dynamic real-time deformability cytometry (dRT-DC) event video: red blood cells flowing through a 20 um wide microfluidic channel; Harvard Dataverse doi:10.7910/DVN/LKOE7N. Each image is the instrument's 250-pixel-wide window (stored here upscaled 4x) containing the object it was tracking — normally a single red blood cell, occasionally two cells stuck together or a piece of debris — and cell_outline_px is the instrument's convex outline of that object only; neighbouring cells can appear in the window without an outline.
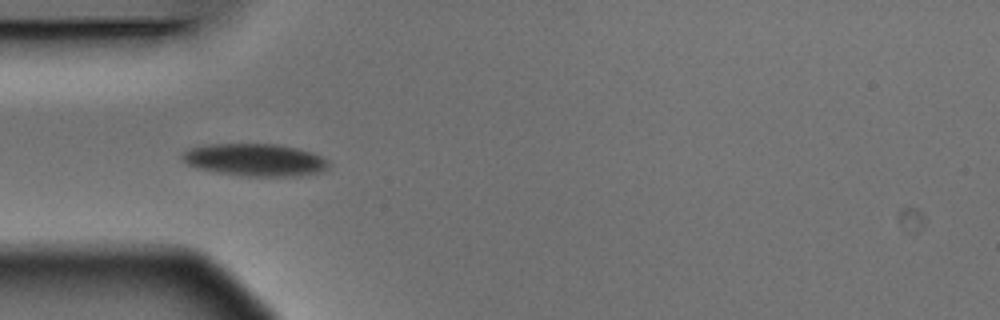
{"species": "Egyptian fruit bat (a non-hibernating species)", "species_latin": "Rousettus aegyptiacus", "temperature_condition": "warm", "stored_images_in_passage": 7, "camera_frame_rate_fps": 3000, "um_per_image_px": 0.085, "animal": {"sex": "male"}, "frame": {"image": 1, "passage_image": 4, "time_ms": 1.0, "image_size_px": [1000, 320], "cell_outline_px": [[328, 168], [324, 172], [300, 176], [244, 176], [216, 172], [196, 168], [180, 160], [180, 156], [188, 148], [204, 144], [276, 144], [296, 148], [312, 152], [328, 160]], "centroid_in_image_um": [21.65, 13.59], "position_along_channel_um": 63.3, "area_um2": 27.98}}
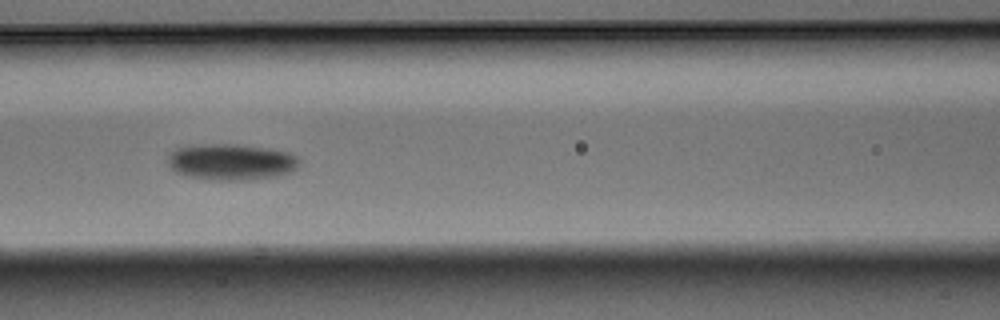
{"frame": {"image": 2, "passage_image": 6, "time_ms": 1.667, "image_size_px": [1000, 320], "cell_outline_px": [[300, 164], [296, 168], [280, 176], [240, 180], [208, 180], [188, 176], [176, 172], [168, 164], [168, 152], [176, 148], [192, 144], [236, 144], [268, 148], [288, 152], [296, 156], [300, 160]], "centroid_in_image_um": [19.62, 13.75], "position_along_channel_um": 147.0, "area_um2": 28.03}}
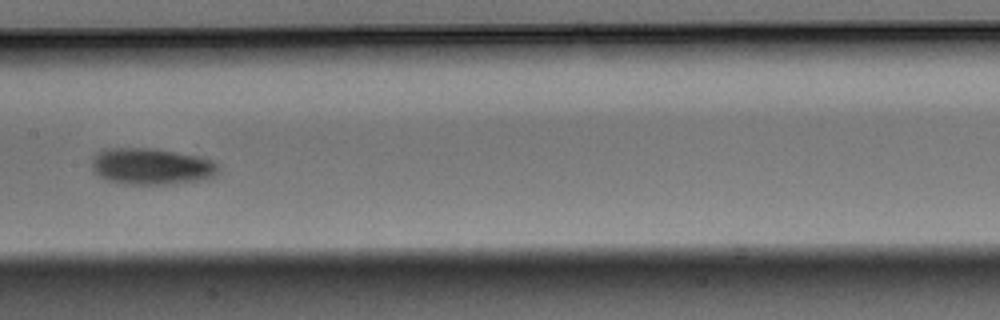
{"frame": {"image": 3, "passage_image": 7, "time_ms": 2.0, "image_size_px": [1000, 320], "cell_outline_px": [[220, 172], [212, 176], [200, 180], [172, 184], [124, 184], [108, 180], [92, 172], [92, 156], [96, 152], [104, 148], [152, 148], [176, 152], [196, 156], [212, 160], [220, 168]], "centroid_in_image_um": [12.83, 14.14], "position_along_channel_um": 194.6, "area_um2": 27.05}}